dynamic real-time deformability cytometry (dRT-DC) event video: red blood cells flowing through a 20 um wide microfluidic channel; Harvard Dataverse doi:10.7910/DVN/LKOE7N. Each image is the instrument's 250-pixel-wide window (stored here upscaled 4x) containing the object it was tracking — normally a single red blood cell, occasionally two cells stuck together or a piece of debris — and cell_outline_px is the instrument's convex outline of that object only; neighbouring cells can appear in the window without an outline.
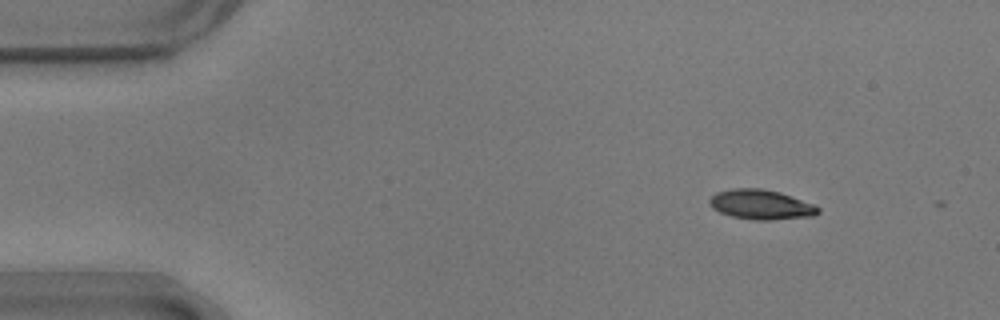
{"species": "common noctule bat (a hibernating species)", "species_latin": "Nyctalus noctula", "temperature_condition": "warm", "stored_images_in_passage": 3, "camera_frame_rate_fps": 3000, "um_per_image_px": 0.085, "animal": {"sex": "male", "body_mass_g": 17.9}, "frame": {"image": 1, "passage_image": 1, "time_ms": 0.0, "image_size_px": [1000, 320], "cell_outline_px": [[820, 212], [812, 216], [772, 220], [752, 220], [732, 216], [720, 212], [712, 208], [708, 204], [708, 200], [716, 192], [732, 188], [764, 188], [780, 192], [812, 204], [820, 208]], "centroid_in_image_um": [64.65, 17.38], "position_along_channel_um": 20.4, "area_um2": 18.9}}